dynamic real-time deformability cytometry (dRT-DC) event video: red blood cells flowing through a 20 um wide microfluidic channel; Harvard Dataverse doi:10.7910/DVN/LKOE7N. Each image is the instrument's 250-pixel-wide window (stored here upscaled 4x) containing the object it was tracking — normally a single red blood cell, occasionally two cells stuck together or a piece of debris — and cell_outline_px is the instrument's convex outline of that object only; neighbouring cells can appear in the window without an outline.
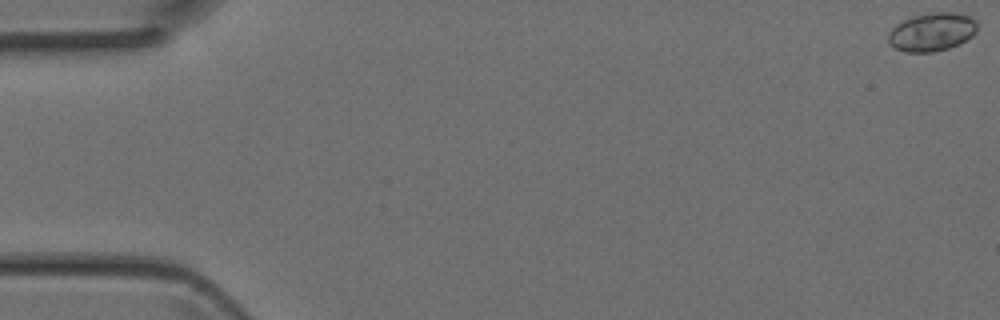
{"species": "Egyptian fruit bat (a non-hibernating species)", "species_latin": "Rousettus aegyptiacus", "temperature_condition": "room temperature", "stored_images_in_passage": 5, "camera_frame_rate_fps": 3000, "um_per_image_px": 0.085, "animal": {"sex": "female"}, "frame": {"image": 1, "passage_image": 1, "time_ms": 0.0, "image_size_px": [1000, 320], "cell_outline_px": [[976, 32], [972, 36], [960, 44], [948, 48], [932, 52], [904, 52], [888, 44], [888, 32], [896, 24], [904, 20], [916, 16], [932, 12], [956, 12], [968, 16], [976, 20]], "centroid_in_image_um": [79.2, 2.72], "position_along_channel_um": 5.8, "area_um2": 19.88}}
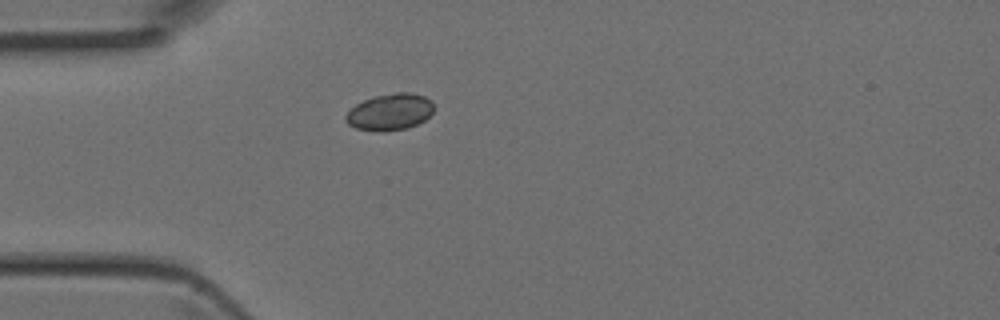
{"frame": {"image": 2, "passage_image": 5, "time_ms": 1.333, "image_size_px": [1000, 320], "cell_outline_px": [[432, 112], [424, 120], [408, 128], [384, 132], [380, 132], [356, 128], [348, 124], [344, 120], [344, 116], [356, 104], [372, 96], [396, 92], [412, 92], [424, 96], [432, 100]], "centroid_in_image_um": [33.12, 9.51], "position_along_channel_um": 51.9, "area_um2": 18.9}}